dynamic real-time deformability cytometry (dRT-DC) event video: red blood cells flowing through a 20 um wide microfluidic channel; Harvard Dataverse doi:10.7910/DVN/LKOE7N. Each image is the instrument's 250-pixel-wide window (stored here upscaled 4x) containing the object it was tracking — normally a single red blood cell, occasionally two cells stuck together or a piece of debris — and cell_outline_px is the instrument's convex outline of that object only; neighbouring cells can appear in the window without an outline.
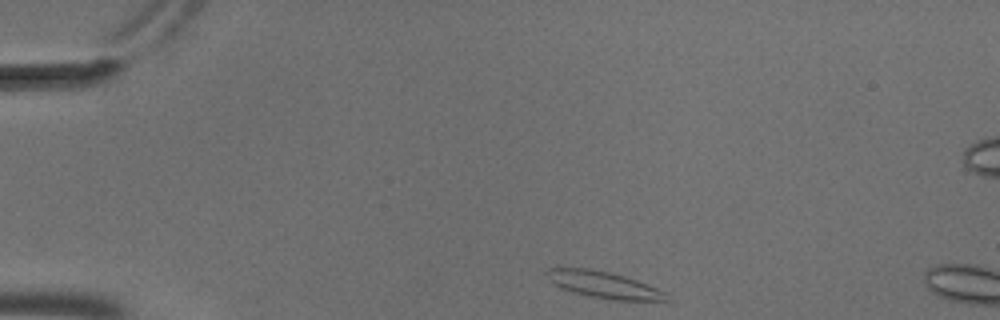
{"species": "common noctule bat (a hibernating species)", "species_latin": "Nyctalus noctula", "temperature_condition": "cold", "stored_images_in_passage": 4, "camera_frame_rate_fps": 3000, "um_per_image_px": 0.085, "animal": {"sex": "male", "body_mass_g": 18.8}, "frame": {"image": 1, "passage_image": 1, "time_ms": 0.0, "image_size_px": [1000, 320], "cell_outline_px": [[672, 300], [616, 300], [588, 296], [560, 288], [548, 280], [544, 272], [548, 268], [556, 264], [588, 268], [608, 272], [624, 276], [636, 280], [668, 292]], "centroid_in_image_um": [51.22, 24.16], "position_along_channel_um": 33.8, "area_um2": 19.19}}